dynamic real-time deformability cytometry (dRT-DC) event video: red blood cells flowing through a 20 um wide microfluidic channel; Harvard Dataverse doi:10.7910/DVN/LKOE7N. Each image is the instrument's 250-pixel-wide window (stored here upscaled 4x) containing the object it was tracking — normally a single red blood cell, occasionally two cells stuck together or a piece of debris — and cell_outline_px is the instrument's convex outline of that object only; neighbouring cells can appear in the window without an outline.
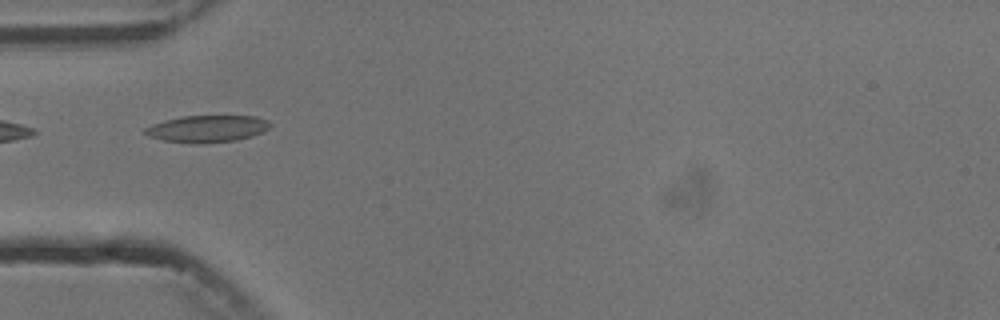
{"species": "common noctule bat (a hibernating species)", "species_latin": "Nyctalus noctula", "temperature_condition": "cold", "stored_images_in_passage": 7, "camera_frame_rate_fps": 3000, "um_per_image_px": 0.085, "animal": {"sex": "male", "body_mass_g": 13.3}, "frame": {"image": 1, "passage_image": 5, "time_ms": 4.667, "image_size_px": [1000, 320], "cell_outline_px": [[272, 124], [268, 128], [252, 136], [236, 140], [196, 144], [164, 140], [152, 136], [144, 132], [144, 128], [152, 124], [164, 120], [184, 116], [256, 116], [268, 120]], "centroid_in_image_um": [17.63, 10.93], "position_along_channel_um": 67.4, "area_um2": 19.42}}
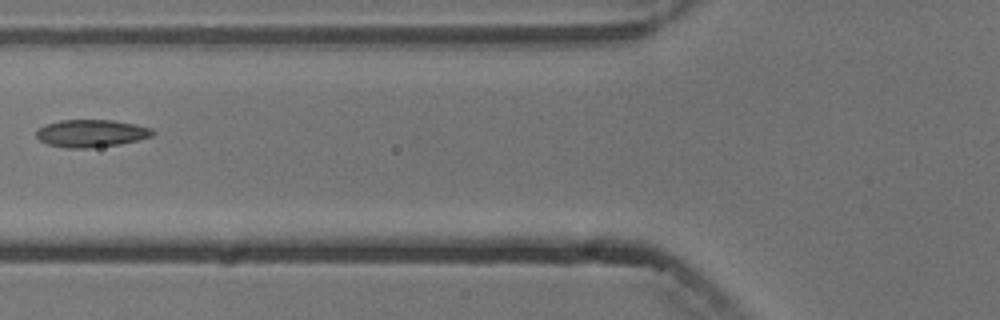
{"frame": {"image": 2, "passage_image": 6, "time_ms": 6.0, "image_size_px": [1000, 320], "cell_outline_px": [[156, 132], [152, 136], [120, 144], [92, 148], [68, 148], [48, 144], [40, 140], [36, 136], [36, 128], [44, 124], [60, 120], [112, 120], [136, 124], [152, 128]], "centroid_in_image_um": [7.74, 11.32], "position_along_channel_um": 118.1, "area_um2": 18.79}}
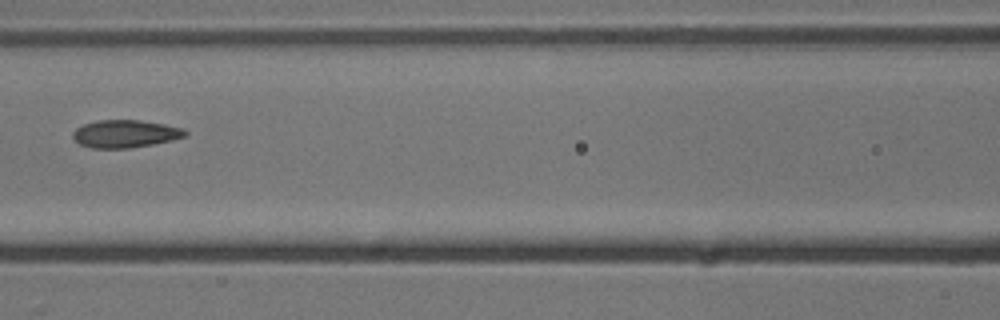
{"frame": {"image": 3, "passage_image": 7, "time_ms": 7.0, "image_size_px": [1000, 320], "cell_outline_px": [[188, 132], [184, 136], [172, 140], [152, 144], [128, 148], [92, 148], [80, 144], [72, 136], [72, 132], [76, 128], [84, 124], [100, 120], [140, 120], [164, 124], [184, 128]], "centroid_in_image_um": [10.64, 11.36], "position_along_channel_um": 156.0, "area_um2": 17.98}}